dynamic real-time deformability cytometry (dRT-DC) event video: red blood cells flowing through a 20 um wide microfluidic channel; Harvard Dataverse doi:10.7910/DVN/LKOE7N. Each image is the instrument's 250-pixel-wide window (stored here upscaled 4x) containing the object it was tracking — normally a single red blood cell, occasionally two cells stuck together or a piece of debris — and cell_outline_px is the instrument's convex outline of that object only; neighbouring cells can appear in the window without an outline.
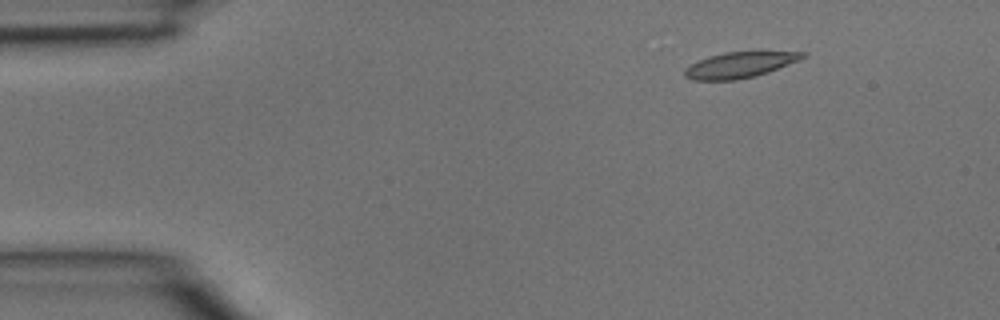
{"species": "common noctule bat (a hibernating species)", "species_latin": "Nyctalus noctula", "temperature_condition": "room temperature", "stored_images_in_passage": 3, "camera_frame_rate_fps": 3000, "um_per_image_px": 0.085, "animal": {"sex": "male", "body_mass_g": 15.6}, "frame": {"image": 1, "passage_image": 2, "time_ms": 0.333, "image_size_px": [1000, 320], "cell_outline_px": [[808, 52], [800, 60], [768, 72], [736, 80], [692, 80], [684, 76], [684, 68], [708, 56], [724, 52]], "centroid_in_image_um": [62.84, 5.52], "position_along_channel_um": 22.2, "area_um2": 17.46}}